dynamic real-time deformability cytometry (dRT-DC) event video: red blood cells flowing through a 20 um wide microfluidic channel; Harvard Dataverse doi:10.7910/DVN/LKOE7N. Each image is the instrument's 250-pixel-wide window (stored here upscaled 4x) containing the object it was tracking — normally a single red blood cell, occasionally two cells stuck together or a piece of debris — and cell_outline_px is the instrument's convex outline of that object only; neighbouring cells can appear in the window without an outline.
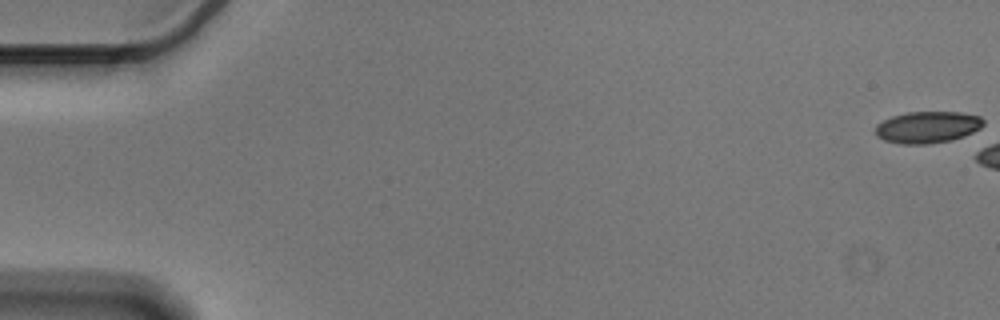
{"species": "Egyptian fruit bat (a non-hibernating species)", "species_latin": "Rousettus aegyptiacus", "temperature_condition": "cold", "stored_images_in_passage": 6, "camera_frame_rate_fps": 3000, "um_per_image_px": 0.085, "animal": {"sex": "male"}, "frame": {"image": 1, "passage_image": 1, "time_ms": 0.0, "image_size_px": [1000, 320], "cell_outline_px": [[984, 124], [980, 128], [964, 136], [952, 140], [928, 144], [900, 144], [884, 140], [876, 136], [876, 124], [892, 116], [908, 112], [960, 112], [980, 116], [984, 120]], "centroid_in_image_um": [78.84, 10.81], "position_along_channel_um": 6.2, "area_um2": 20.0}}